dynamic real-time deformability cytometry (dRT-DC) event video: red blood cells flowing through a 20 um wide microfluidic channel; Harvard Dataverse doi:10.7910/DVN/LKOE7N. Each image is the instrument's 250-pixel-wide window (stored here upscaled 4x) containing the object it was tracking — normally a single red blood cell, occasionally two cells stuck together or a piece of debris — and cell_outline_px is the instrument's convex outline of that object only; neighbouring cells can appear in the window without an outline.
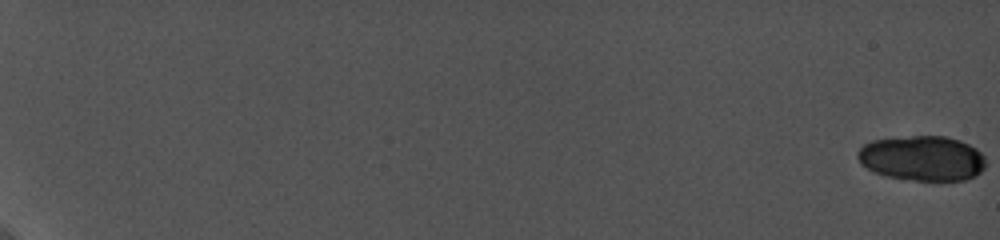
{"species": "common noctule bat (a hibernating species)", "species_latin": "Nyctalus noctula", "temperature_condition": "cold", "stored_images_in_passage": 12, "camera_frame_rate_fps": 5000, "um_per_image_px": 0.085, "animal": {"sex": "female", "body_mass_g": 19.0, "forearm_length_mm": 56.7}, "frame": {"image": 1, "passage_image": 1, "time_ms": 0.0, "image_size_px": [1000, 240], "cell_outline_px": [[984, 168], [976, 176], [964, 180], [916, 180], [888, 176], [876, 172], [860, 164], [856, 156], [856, 152], [864, 144], [872, 140], [912, 136], [944, 136], [960, 140], [976, 148], [984, 156]], "centroid_in_image_um": [78.38, 13.44], "position_along_channel_um": 6.6, "area_um2": 33.47}}